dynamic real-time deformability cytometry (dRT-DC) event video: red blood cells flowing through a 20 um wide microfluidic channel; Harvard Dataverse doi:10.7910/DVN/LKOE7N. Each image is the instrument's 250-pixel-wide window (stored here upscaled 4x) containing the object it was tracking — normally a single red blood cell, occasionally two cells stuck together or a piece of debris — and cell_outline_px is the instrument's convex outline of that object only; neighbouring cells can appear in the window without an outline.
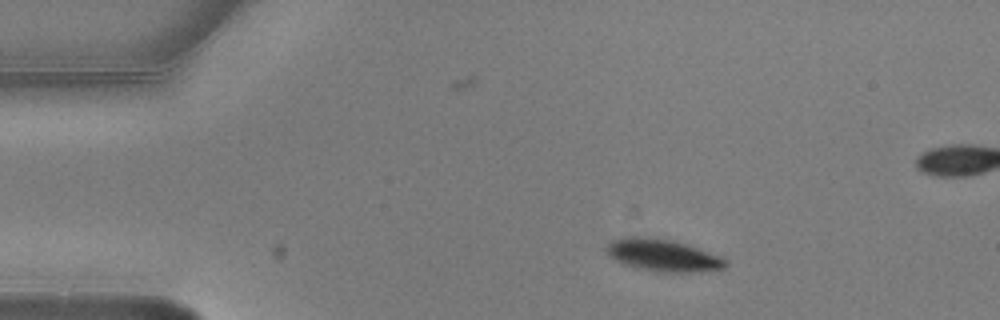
{"species": "common noctule bat (a hibernating species)", "species_latin": "Nyctalus noctula", "temperature_condition": "warm", "stored_images_in_passage": 4, "camera_frame_rate_fps": 3000, "um_per_image_px": 0.085, "animal": {"sex": "male", "body_mass_g": 20.5, "forearm_length_mm": 52.5}, "frame": {"image": 1, "passage_image": 1, "time_ms": 0.0, "image_size_px": [1000, 320], "cell_outline_px": [[728, 264], [724, 268], [692, 272], [664, 272], [640, 268], [624, 264], [616, 260], [608, 252], [608, 244], [612, 240], [624, 236], [648, 236], [676, 240], [688, 244], [720, 256]], "centroid_in_image_um": [56.36, 21.66], "position_along_channel_um": 28.6, "area_um2": 22.14}}